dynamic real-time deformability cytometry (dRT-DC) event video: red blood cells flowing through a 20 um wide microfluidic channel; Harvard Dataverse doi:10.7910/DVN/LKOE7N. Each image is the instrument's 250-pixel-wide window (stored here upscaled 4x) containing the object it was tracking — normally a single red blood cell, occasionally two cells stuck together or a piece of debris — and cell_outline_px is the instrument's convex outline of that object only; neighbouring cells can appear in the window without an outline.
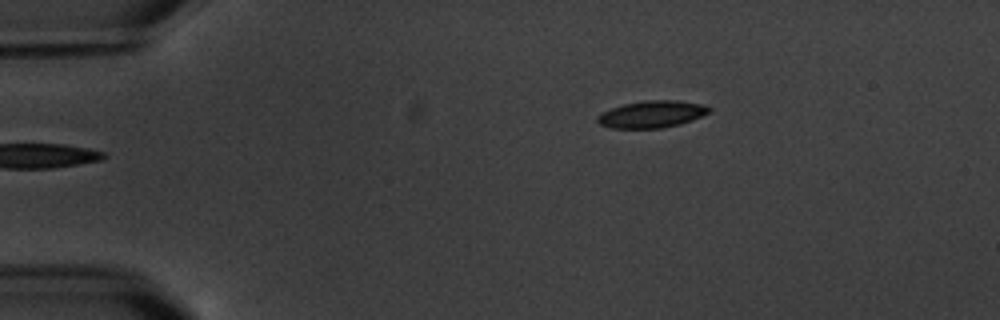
{"species": "common noctule bat (a hibernating species)", "species_latin": "Nyctalus noctula", "temperature_condition": "warm", "stored_images_in_passage": 3, "camera_frame_rate_fps": 3000, "um_per_image_px": 0.085, "animal": {"sex": "male", "body_mass_g": 20.1, "forearm_length_mm": 53.5}, "frame": {"image": 1, "passage_image": 3, "time_ms": 2.333, "image_size_px": [1000, 320], "cell_outline_px": [[712, 108], [708, 112], [692, 120], [680, 124], [660, 128], [612, 128], [600, 124], [596, 120], [596, 116], [612, 108], [624, 104], [644, 100], [676, 100], [704, 104]], "centroid_in_image_um": [55.41, 9.7], "position_along_channel_um": 29.6, "area_um2": 17.46}}